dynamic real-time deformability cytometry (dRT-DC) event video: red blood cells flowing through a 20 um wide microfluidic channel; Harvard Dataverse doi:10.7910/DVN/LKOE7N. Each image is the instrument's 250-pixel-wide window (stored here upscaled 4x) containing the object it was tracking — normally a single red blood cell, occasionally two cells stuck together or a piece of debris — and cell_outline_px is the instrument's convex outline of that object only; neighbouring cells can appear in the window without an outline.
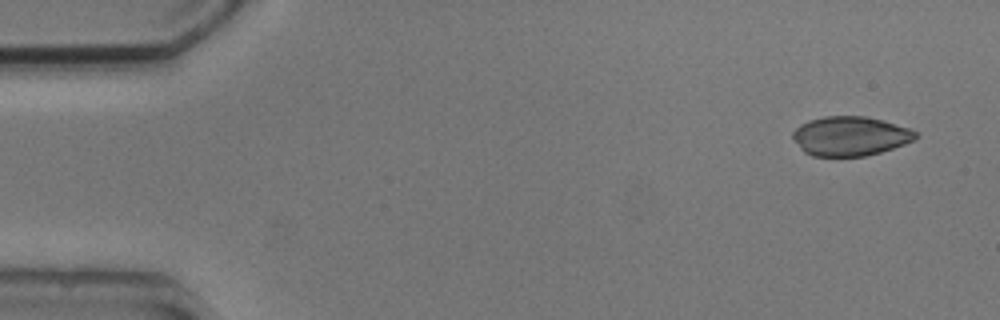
{"species": "common noctule bat (a hibernating species)", "species_latin": "Nyctalus noctula", "temperature_condition": "cold", "stored_images_in_passage": 6, "camera_frame_rate_fps": 3000, "um_per_image_px": 0.085, "animal": {"sex": "male", "body_mass_g": 20.5, "forearm_length_mm": 52.5}, "frame": {"image": 1, "passage_image": 1, "time_ms": 0.0, "image_size_px": [1000, 320], "cell_outline_px": [[920, 136], [904, 144], [880, 152], [864, 156], [812, 156], [804, 152], [800, 148], [792, 136], [792, 132], [800, 124], [808, 120], [824, 116], [864, 116], [884, 120], [912, 128]], "centroid_in_image_um": [72.28, 11.55], "position_along_channel_um": 12.7, "area_um2": 28.32}}
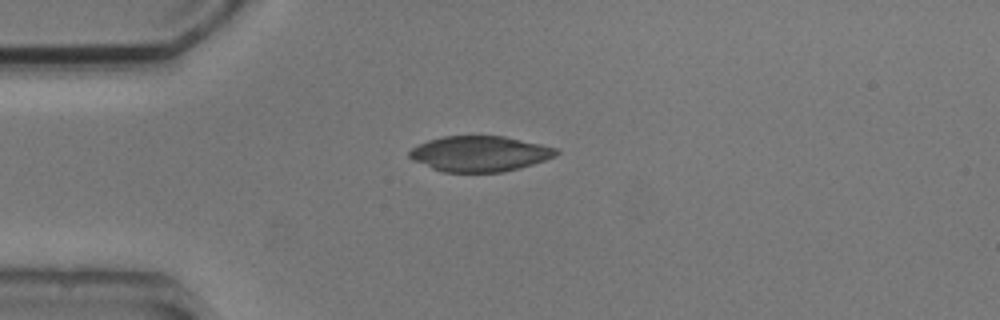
{"frame": {"image": 2, "passage_image": 4, "time_ms": 3.333, "image_size_px": [1000, 320], "cell_outline_px": [[560, 152], [556, 156], [520, 168], [504, 172], [444, 172], [432, 168], [412, 160], [408, 156], [408, 152], [412, 148], [428, 140], [444, 136], [504, 136], [560, 148]], "centroid_in_image_um": [40.8, 13.06], "position_along_channel_um": 44.2, "area_um2": 30.46}}